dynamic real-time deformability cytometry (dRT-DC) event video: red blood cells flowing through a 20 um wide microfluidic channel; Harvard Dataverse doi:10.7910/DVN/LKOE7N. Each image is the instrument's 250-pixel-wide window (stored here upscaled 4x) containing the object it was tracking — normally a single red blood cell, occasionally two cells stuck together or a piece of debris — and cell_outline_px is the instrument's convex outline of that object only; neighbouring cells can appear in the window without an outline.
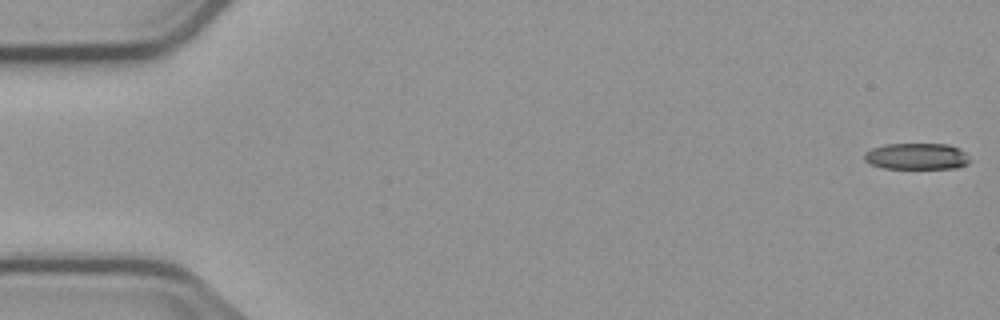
{"species": "common noctule bat (a hibernating species)", "species_latin": "Nyctalus noctula", "temperature_condition": "cold", "stored_images_in_passage": 6, "camera_frame_rate_fps": 3000, "um_per_image_px": 0.085, "animal": {"sex": "male", "body_mass_g": 23.1, "forearm_length_mm": 52.7}, "frame": {"image": 1, "passage_image": 1, "time_ms": 0.0, "image_size_px": [1000, 320], "cell_outline_px": [[968, 164], [960, 168], [884, 168], [872, 164], [864, 160], [864, 152], [872, 148], [884, 144], [948, 144], [960, 148], [968, 156]], "centroid_in_image_um": [77.92, 13.28], "position_along_channel_um": 7.1, "area_um2": 16.24}}
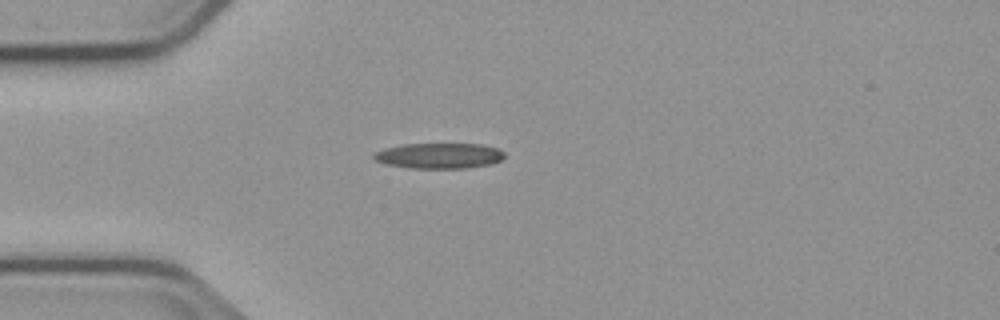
{"frame": {"image": 2, "passage_image": 5, "time_ms": 4.667, "image_size_px": [1000, 320], "cell_outline_px": [[504, 156], [500, 160], [492, 164], [468, 168], [408, 168], [384, 164], [376, 160], [372, 156], [376, 152], [384, 148], [404, 144], [480, 144], [496, 148], [504, 152]], "centroid_in_image_um": [37.31, 13.24], "position_along_channel_um": 47.7, "area_um2": 19.42}}